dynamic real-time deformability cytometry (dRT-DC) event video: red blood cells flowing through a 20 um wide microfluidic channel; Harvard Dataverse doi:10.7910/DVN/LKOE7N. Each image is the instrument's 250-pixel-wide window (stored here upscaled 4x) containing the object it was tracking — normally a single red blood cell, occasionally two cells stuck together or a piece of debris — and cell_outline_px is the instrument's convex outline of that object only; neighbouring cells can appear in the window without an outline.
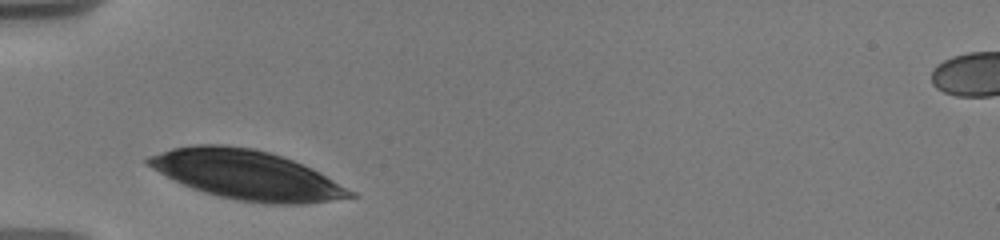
{"species": "human", "species_latin": "Homo sapiens", "temperature_condition": "warm", "stored_images_in_passage": 19, "camera_frame_rate_fps": 3000, "um_per_image_px": 0.085, "donor": {"sex": "male"}, "frame": {"image": 1, "passage_image": 1, "time_ms": 0.0, "image_size_px": [1000, 240], "cell_outline_px": [[360, 196], [304, 204], [268, 204], [236, 200], [204, 192], [192, 188], [144, 164], [144, 160], [148, 156], [172, 148], [192, 144], [224, 144], [252, 148], [268, 152], [304, 164], [320, 172], [356, 192]], "centroid_in_image_um": [20.99, 14.86], "position_along_channel_um": 64.0, "area_um2": 57.86}}
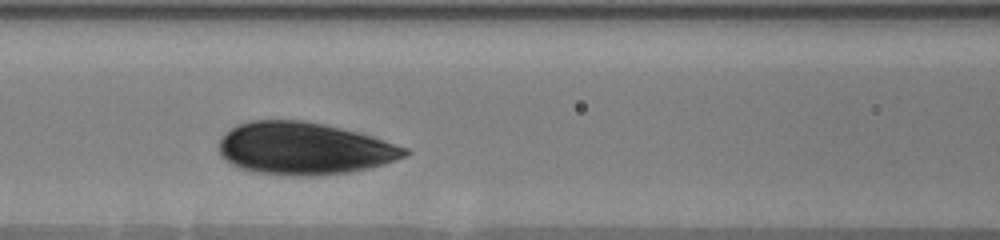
{"frame": {"image": 2, "passage_image": 8, "time_ms": 2.333, "image_size_px": [1000, 240], "cell_outline_px": [[412, 152], [396, 160], [372, 168], [348, 172], [312, 176], [296, 176], [256, 172], [240, 168], [232, 164], [220, 156], [220, 140], [236, 124], [252, 120], [304, 120], [324, 124], [360, 132], [408, 148]], "centroid_in_image_um": [25.88, 12.62], "position_along_channel_um": 140.7, "area_um2": 56.7}}
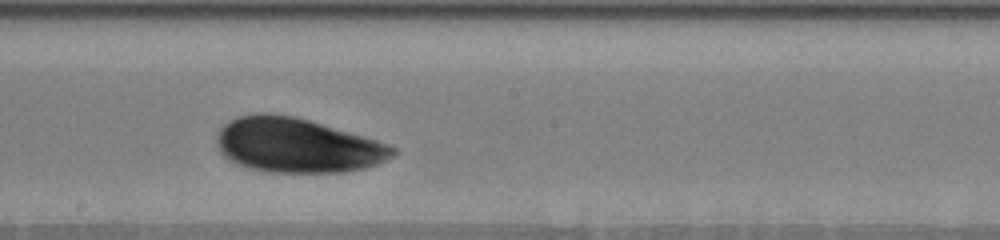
{"frame": {"image": 3, "passage_image": 15, "time_ms": 4.667, "image_size_px": [1000, 240], "cell_outline_px": [[396, 152], [392, 156], [376, 164], [364, 168], [348, 172], [264, 172], [248, 168], [228, 160], [220, 152], [216, 140], [216, 136], [220, 128], [228, 120], [240, 116], [260, 112], [264, 112], [296, 116], [388, 144], [396, 148]], "centroid_in_image_um": [25.19, 12.35], "position_along_channel_um": 223.0, "area_um2": 55.83}}